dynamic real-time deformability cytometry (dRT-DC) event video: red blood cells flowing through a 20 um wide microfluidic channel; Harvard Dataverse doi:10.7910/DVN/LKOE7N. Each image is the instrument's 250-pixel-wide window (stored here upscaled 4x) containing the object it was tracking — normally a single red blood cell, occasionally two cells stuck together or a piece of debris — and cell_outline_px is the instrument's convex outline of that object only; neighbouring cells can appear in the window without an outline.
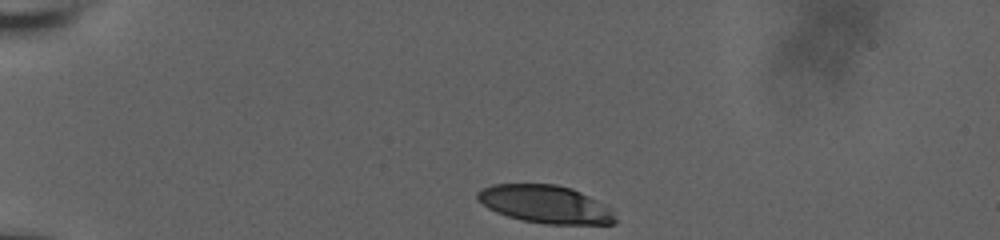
{"species": "human", "species_latin": "Homo sapiens", "temperature_condition": "room temperature", "stored_images_in_passage": 25, "camera_frame_rate_fps": 3000, "um_per_image_px": 0.085, "donor": {"sex": "male"}, "frame": {"image": 1, "passage_image": 1, "time_ms": 0.0, "image_size_px": [1000, 240], "cell_outline_px": [[616, 224], [544, 224], [524, 220], [508, 216], [496, 212], [488, 208], [476, 200], [476, 192], [480, 188], [492, 184], [556, 184], [572, 188], [612, 208], [616, 220]], "centroid_in_image_um": [46.34, 17.35], "position_along_channel_um": 38.7, "area_um2": 30.58}}
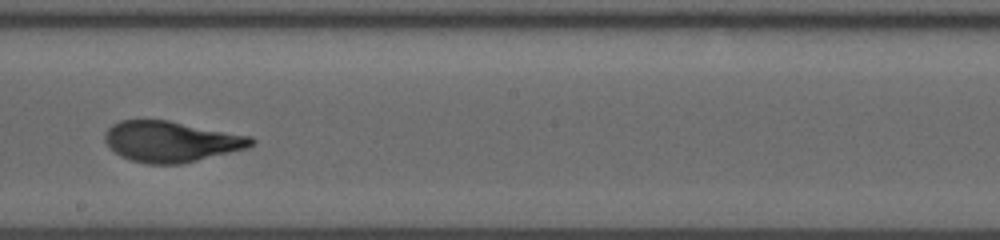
{"frame": {"image": 2, "passage_image": 15, "time_ms": 4.667, "image_size_px": [1000, 240], "cell_outline_px": [[256, 140], [248, 148], [180, 164], [144, 164], [120, 156], [108, 148], [104, 140], [104, 132], [112, 124], [120, 120], [168, 120], [252, 136]], "centroid_in_image_um": [14.51, 12.03], "position_along_channel_um": 233.7, "area_um2": 34.97}}
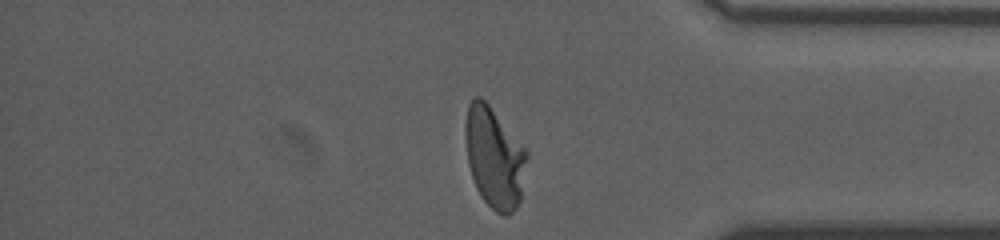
{"frame": {"image": 3, "passage_image": 25, "time_ms": 8.0, "image_size_px": [1000, 240], "cell_outline_px": [[528, 156], [520, 200], [516, 208], [512, 212], [504, 216], [496, 212], [480, 196], [476, 188], [468, 164], [464, 136], [464, 128], [468, 104], [476, 96], [480, 96], [488, 104], [528, 152]], "centroid_in_image_um": [42.0, 13.4], "position_along_channel_um": 393.2, "area_um2": 35.95}}